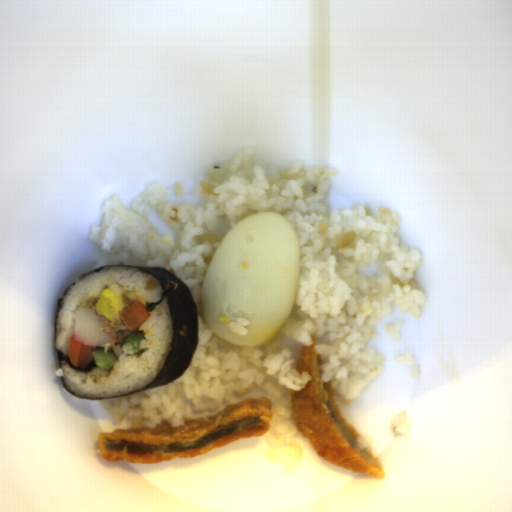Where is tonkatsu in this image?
Here are the masks:
<instances>
[{"instance_id":"3a3dc1c2","label":"tonkatsu","mask_w":512,"mask_h":512,"mask_svg":"<svg viewBox=\"0 0 512 512\" xmlns=\"http://www.w3.org/2000/svg\"><path fill=\"white\" fill-rule=\"evenodd\" d=\"M303 344L295 371L309 374V381L300 390L288 389L290 417L303 438L326 462L345 470L382 478L384 470L370 449L358 443L359 434L348 423L337 406L333 384L323 382L324 364L314 344Z\"/></svg>"},{"instance_id":"d4beea91","label":"tonkatsu","mask_w":512,"mask_h":512,"mask_svg":"<svg viewBox=\"0 0 512 512\" xmlns=\"http://www.w3.org/2000/svg\"><path fill=\"white\" fill-rule=\"evenodd\" d=\"M273 405L265 397L249 398L181 426L164 422L154 428L101 432L97 446L101 459L156 464L175 458L200 456L240 439L259 438L271 430Z\"/></svg>"}]
</instances>
